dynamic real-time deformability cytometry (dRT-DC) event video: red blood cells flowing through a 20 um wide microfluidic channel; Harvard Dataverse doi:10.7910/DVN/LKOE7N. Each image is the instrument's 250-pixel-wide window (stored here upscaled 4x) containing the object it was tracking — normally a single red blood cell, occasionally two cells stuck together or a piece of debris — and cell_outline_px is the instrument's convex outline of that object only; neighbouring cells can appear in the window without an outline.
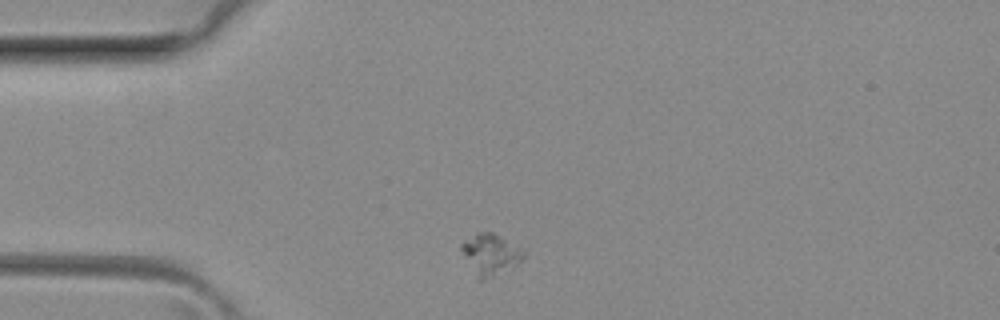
{"species": "common noctule bat (a hibernating species)", "species_latin": "Nyctalus noctula", "temperature_condition": "room temperature", "stored_images_in_passage": 3, "camera_frame_rate_fps": 3000, "um_per_image_px": 0.085, "animal": {"sex": "female", "body_mass_g": 29.2, "forearm_length_mm": 56.3}, "frame": {"image": 1, "passage_image": 1, "time_ms": 0.0, "image_size_px": [1000, 320], "cell_outline_px": [[528, 252], [512, 268], [484, 280], [480, 280], [460, 248], [460, 244], [464, 240], [476, 232], [492, 232], [500, 236]], "centroid_in_image_um": [41.71, 21.59], "position_along_channel_um": 43.3, "area_um2": 14.57}}